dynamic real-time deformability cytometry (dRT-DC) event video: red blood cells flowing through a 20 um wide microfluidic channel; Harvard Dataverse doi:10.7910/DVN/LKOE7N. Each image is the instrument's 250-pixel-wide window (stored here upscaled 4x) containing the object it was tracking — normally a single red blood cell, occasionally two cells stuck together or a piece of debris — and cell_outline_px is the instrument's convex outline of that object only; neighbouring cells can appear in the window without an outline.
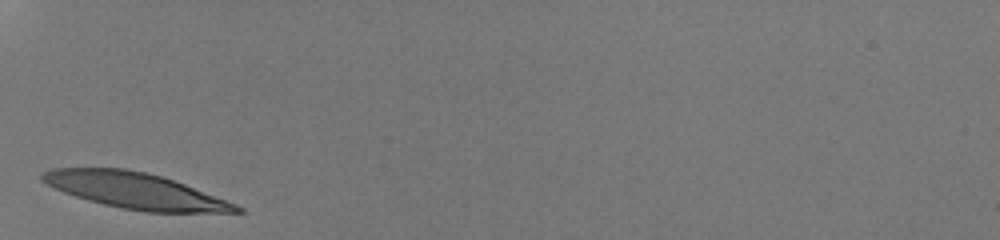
{"species": "human", "species_latin": "Homo sapiens", "temperature_condition": "room temperature", "stored_images_in_passage": 25, "camera_frame_rate_fps": 3000, "um_per_image_px": 0.085, "donor": {"sex": "male"}, "frame": {"image": 1, "passage_image": 1, "time_ms": 0.0, "image_size_px": [1000, 240], "cell_outline_px": [[244, 212], [144, 212], [120, 208], [88, 200], [64, 192], [40, 180], [40, 176], [44, 172], [52, 168], [124, 168], [144, 172], [160, 176], [184, 184], [236, 204], [244, 208]], "centroid_in_image_um": [11.48, 16.21], "position_along_channel_um": 73.5, "area_um2": 40.06}}
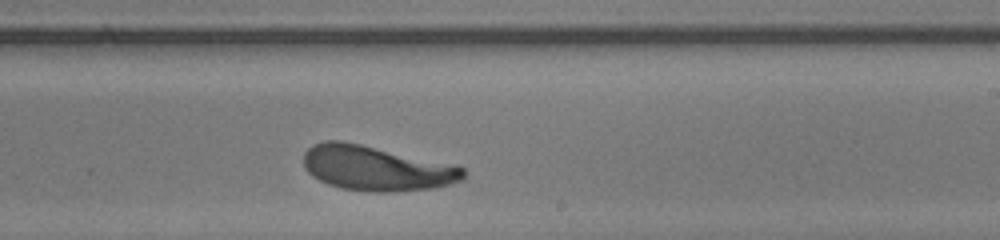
{"frame": {"image": 2, "passage_image": 15, "time_ms": 4.667, "image_size_px": [1000, 240], "cell_outline_px": [[464, 180], [452, 184], [436, 188], [396, 192], [368, 192], [340, 188], [328, 184], [312, 176], [304, 168], [304, 152], [312, 144], [324, 140], [340, 140], [360, 144], [464, 168]], "centroid_in_image_um": [31.93, 14.32], "position_along_channel_um": 257.1, "area_um2": 41.56}}
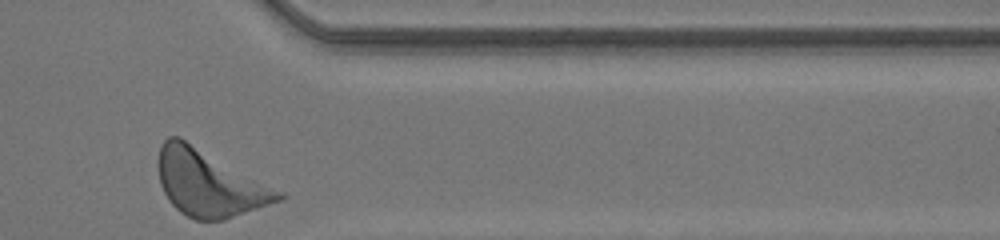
{"frame": {"image": 3, "passage_image": 25, "time_ms": 8.0, "image_size_px": [1000, 240], "cell_outline_px": [[288, 196], [280, 200], [224, 220], [196, 220], [180, 212], [168, 200], [160, 184], [160, 148], [164, 140], [168, 136], [180, 136], [284, 192]], "centroid_in_image_um": [17.8, 15.57], "position_along_channel_um": 393.6, "area_um2": 46.07}, "authors_computed_cell_mechanics": {"area_um2": 41.2692, "velocity_mm_per_s": 4.1529, "shape_relaxation_time_tau1_ms": 3.1614, "shape_relaxation_time_tau2_ms": 9.349, "deformation_change_tau1": 0.1885, "deformation_change_tau2": 0.208}}